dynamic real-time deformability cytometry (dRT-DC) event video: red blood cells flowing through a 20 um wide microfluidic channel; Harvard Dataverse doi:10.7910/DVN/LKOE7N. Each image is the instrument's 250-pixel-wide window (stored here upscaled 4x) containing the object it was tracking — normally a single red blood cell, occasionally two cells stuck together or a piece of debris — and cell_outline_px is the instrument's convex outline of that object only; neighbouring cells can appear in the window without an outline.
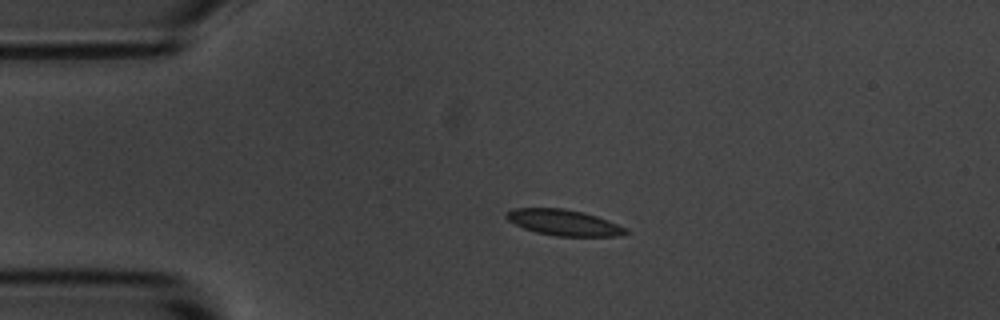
{"species": "common noctule bat (a hibernating species)", "species_latin": "Nyctalus noctula", "temperature_condition": "room temperature", "stored_images_in_passage": 4, "camera_frame_rate_fps": 3000, "um_per_image_px": 0.085, "animal": {"sex": "male", "body_mass_g": 20.1, "forearm_length_mm": 53.5}, "frame": {"image": 1, "passage_image": 2, "time_ms": 1.333, "image_size_px": [1000, 320], "cell_outline_px": [[628, 232], [616, 236], [556, 236], [536, 232], [524, 228], [508, 220], [504, 216], [504, 212], [512, 208], [564, 208], [584, 212], [608, 220], [624, 228]], "centroid_in_image_um": [47.85, 18.9], "position_along_channel_um": 37.2, "area_um2": 17.92}}
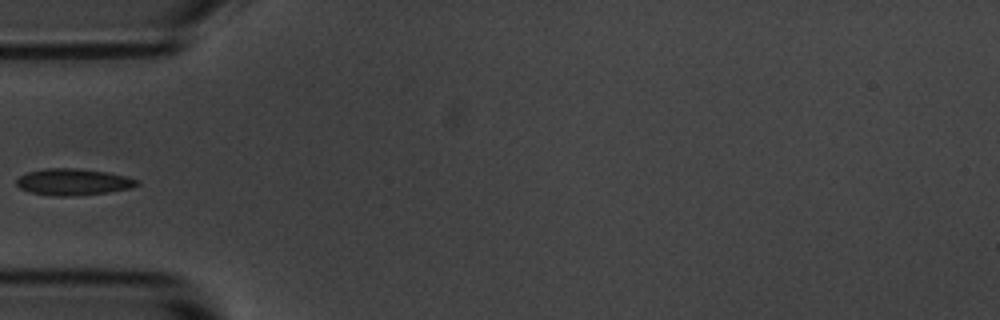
{"frame": {"image": 2, "passage_image": 4, "time_ms": 3.333, "image_size_px": [1000, 320], "cell_outline_px": [[140, 184], [132, 188], [108, 192], [72, 196], [56, 196], [28, 192], [20, 188], [16, 184], [16, 180], [20, 176], [28, 172], [48, 168], [72, 168], [108, 172], [128, 176], [140, 180]], "centroid_in_image_um": [6.26, 15.47], "position_along_channel_um": 78.7, "area_um2": 18.73}}